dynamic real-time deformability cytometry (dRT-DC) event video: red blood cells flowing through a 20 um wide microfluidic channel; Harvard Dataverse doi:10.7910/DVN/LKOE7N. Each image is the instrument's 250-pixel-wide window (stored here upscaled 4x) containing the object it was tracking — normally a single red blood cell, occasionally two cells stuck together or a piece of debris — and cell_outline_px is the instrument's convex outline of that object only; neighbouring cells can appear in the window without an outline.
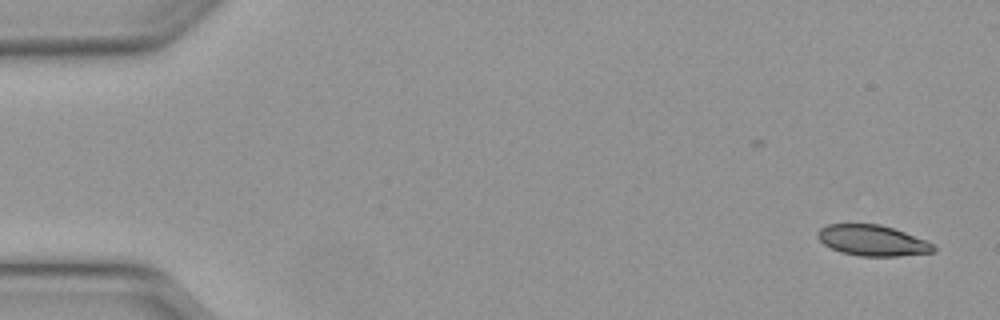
{"species": "Egyptian fruit bat (a non-hibernating species)", "species_latin": "Rousettus aegyptiacus", "temperature_condition": "warm", "stored_images_in_passage": 43, "camera_frame_rate_fps": 3000, "um_per_image_px": 0.085, "animal": {"sex": "female"}, "frame": {"image": 1, "passage_image": 1, "time_ms": 0.0, "image_size_px": [1000, 320], "cell_outline_px": [[936, 252], [900, 256], [860, 256], [840, 252], [824, 244], [816, 236], [816, 232], [820, 228], [828, 224], [880, 224], [904, 232], [924, 240], [932, 244], [936, 248]], "centroid_in_image_um": [74.14, 20.44], "position_along_channel_um": 10.9, "area_um2": 20.69}}
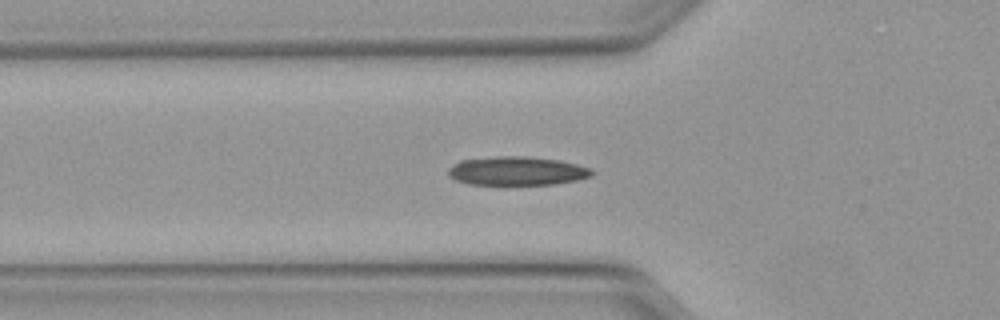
{"frame": {"image": 2, "passage_image": 16, "time_ms": 5.0, "image_size_px": [1000, 320], "cell_outline_px": [[596, 172], [592, 176], [576, 180], [556, 184], [468, 184], [456, 180], [448, 176], [448, 168], [460, 160], [496, 156], [524, 156], [560, 160], [592, 168]], "centroid_in_image_um": [43.96, 14.52], "position_along_channel_um": 81.8, "area_um2": 24.16}}
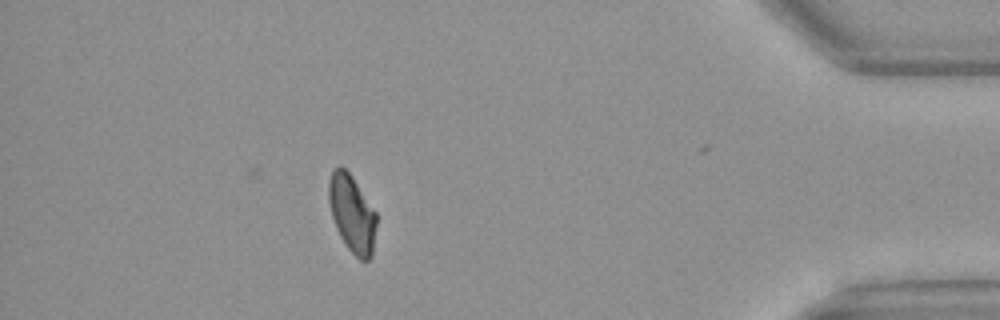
{"frame": {"image": 3, "passage_image": 43, "time_ms": 14.0, "image_size_px": [1000, 320], "cell_outline_px": [[376, 224], [372, 256], [368, 260], [360, 260], [344, 244], [336, 228], [332, 216], [328, 200], [328, 180], [332, 168], [340, 164], [352, 176], [376, 212]], "centroid_in_image_um": [29.9, 18.12], "position_along_channel_um": 405.3, "area_um2": 21.62}, "authors_computed_cell_mechanics": {"area_um2": 22.4842, "velocity_mm_per_s": 4.1186, "shape_relaxation_time_tau1_ms": 6.5638, "shape_relaxation_time_tau2_ms": 2.1351, "deformation_change_tau1": 0.1815, "deformation_change_tau2": 0.0723}}